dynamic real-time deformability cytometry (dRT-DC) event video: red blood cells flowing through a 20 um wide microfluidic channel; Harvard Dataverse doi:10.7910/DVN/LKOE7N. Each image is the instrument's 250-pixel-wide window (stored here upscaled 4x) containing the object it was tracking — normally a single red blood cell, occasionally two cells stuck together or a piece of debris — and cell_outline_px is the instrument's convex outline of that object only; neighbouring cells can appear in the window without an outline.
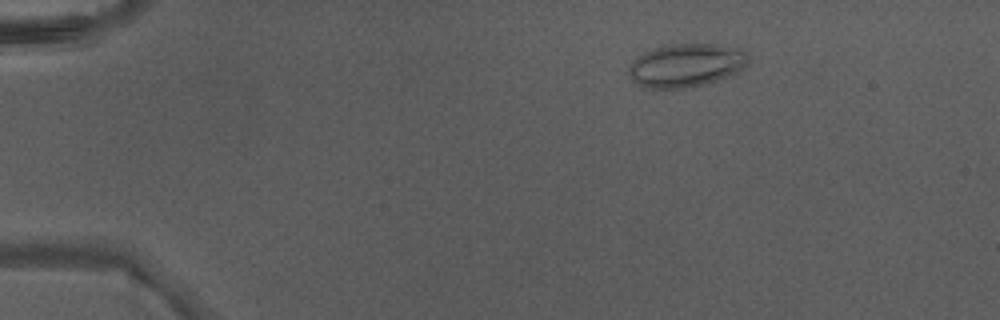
{"species": "Egyptian fruit bat (a non-hibernating species)", "species_latin": "Rousettus aegyptiacus", "temperature_condition": "warm", "stored_images_in_passage": 4, "camera_frame_rate_fps": 3000, "um_per_image_px": 0.085, "animal": {"sex": "male"}, "frame": {"image": 1, "passage_image": 1, "time_ms": 0.0, "image_size_px": [1000, 320], "cell_outline_px": [[748, 64], [716, 80], [704, 84], [684, 88], [652, 88], [636, 84], [632, 80], [628, 72], [628, 68], [632, 60], [644, 52], [656, 48], [672, 44], [716, 44], [740, 48], [748, 52]], "centroid_in_image_um": [58.28, 5.53], "position_along_channel_um": 26.7, "area_um2": 29.82}}